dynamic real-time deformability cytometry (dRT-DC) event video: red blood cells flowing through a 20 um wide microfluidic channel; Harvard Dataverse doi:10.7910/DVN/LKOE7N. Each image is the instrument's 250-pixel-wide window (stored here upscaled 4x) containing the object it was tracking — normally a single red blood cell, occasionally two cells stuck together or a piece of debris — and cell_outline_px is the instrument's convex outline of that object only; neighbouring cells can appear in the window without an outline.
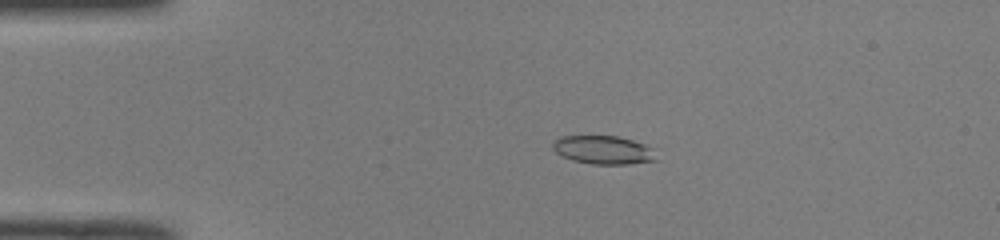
{"species": "common noctule bat (a hibernating species)", "species_latin": "Nyctalus noctula", "temperature_condition": "room temperature", "stored_images_in_passage": 50, "camera_frame_rate_fps": 3000, "um_per_image_px": 0.085, "animal": {"sex": "male", "body_mass_g": 19.0, "forearm_length_mm": 50.8}, "frame": {"image": 1, "passage_image": 10, "time_ms": 3.0, "image_size_px": [1000, 240], "cell_outline_px": [[660, 160], [628, 164], [592, 164], [572, 160], [556, 152], [552, 148], [552, 140], [560, 136], [616, 136], [632, 140], [644, 144], [652, 148]], "centroid_in_image_um": [51.29, 12.74], "position_along_channel_um": 33.7, "area_um2": 17.28}}
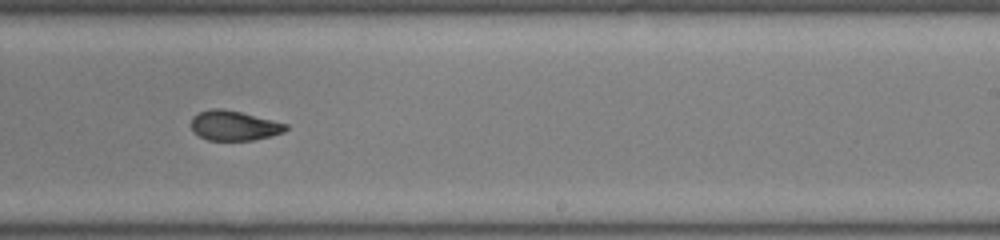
{"frame": {"image": 2, "passage_image": 31, "time_ms": 10.0, "image_size_px": [1000, 240], "cell_outline_px": [[288, 128], [284, 132], [272, 136], [252, 140], [208, 140], [192, 132], [192, 116], [196, 112], [212, 108], [220, 108], [240, 112], [288, 124]], "centroid_in_image_um": [19.87, 10.67], "position_along_channel_um": 269.1, "area_um2": 16.47}}
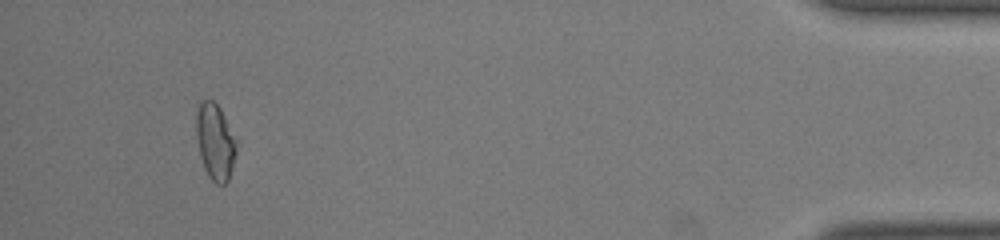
{"frame": {"image": 3, "passage_image": 47, "time_ms": 15.333, "image_size_px": [1000, 240], "cell_outline_px": [[236, 156], [228, 180], [224, 184], [216, 184], [208, 176], [204, 168], [200, 156], [196, 136], [196, 112], [200, 100], [212, 100], [220, 108], [236, 140]], "centroid_in_image_um": [18.27, 12.05], "position_along_channel_um": 416.9, "area_um2": 17.8}, "authors_computed_cell_mechanics": {"area_um2": 17.5134, "velocity_mm_per_s": 4.0307, "shape_relaxation_time_tau1_ms": 6.1531, "shape_relaxation_time_tau2_ms": 2.5952, "deformation_change_tau1": 0.2015, "deformation_change_tau2": 0.0822}}